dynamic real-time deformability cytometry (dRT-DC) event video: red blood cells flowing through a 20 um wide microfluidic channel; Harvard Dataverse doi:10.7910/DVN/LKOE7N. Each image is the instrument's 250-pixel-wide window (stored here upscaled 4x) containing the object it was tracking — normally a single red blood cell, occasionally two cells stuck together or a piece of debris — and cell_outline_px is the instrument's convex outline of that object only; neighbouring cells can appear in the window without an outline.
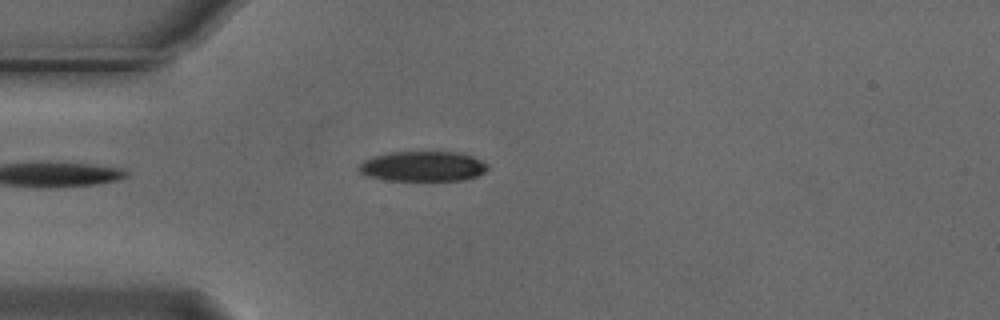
{"species": "Egyptian fruit bat (a non-hibernating species)", "species_latin": "Rousettus aegyptiacus", "temperature_condition": "cold", "stored_images_in_passage": 28, "camera_frame_rate_fps": 3000, "um_per_image_px": 0.085, "animal": {"sex": "male"}, "frame": {"image": 1, "passage_image": 1, "time_ms": 0.0, "image_size_px": [1000, 320], "cell_outline_px": [[488, 168], [484, 172], [476, 176], [464, 180], [384, 180], [368, 176], [360, 172], [356, 168], [364, 160], [372, 156], [392, 152], [460, 152], [472, 156], [488, 164]], "centroid_in_image_um": [35.92, 14.13], "position_along_channel_um": 49.1, "area_um2": 22.6}}
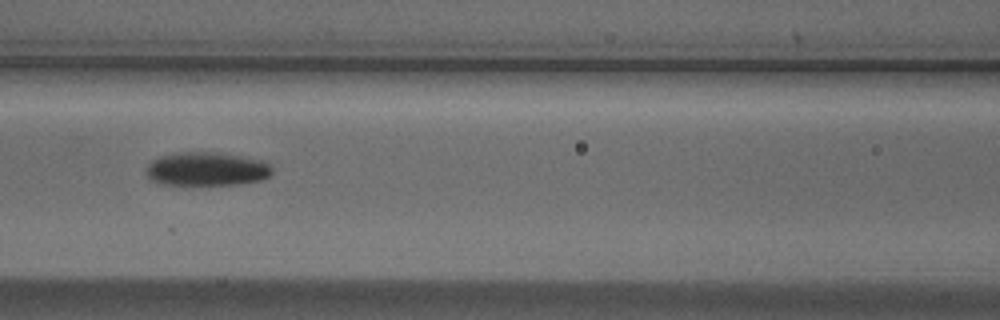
{"frame": {"image": 2, "passage_image": 10, "time_ms": 3.0, "image_size_px": [1000, 320], "cell_outline_px": [[272, 176], [260, 180], [240, 184], [160, 184], [152, 180], [148, 176], [148, 164], [152, 160], [160, 156], [176, 152], [220, 152], [264, 160], [272, 168]], "centroid_in_image_um": [17.61, 14.35], "position_along_channel_um": 149.0, "area_um2": 24.74}}
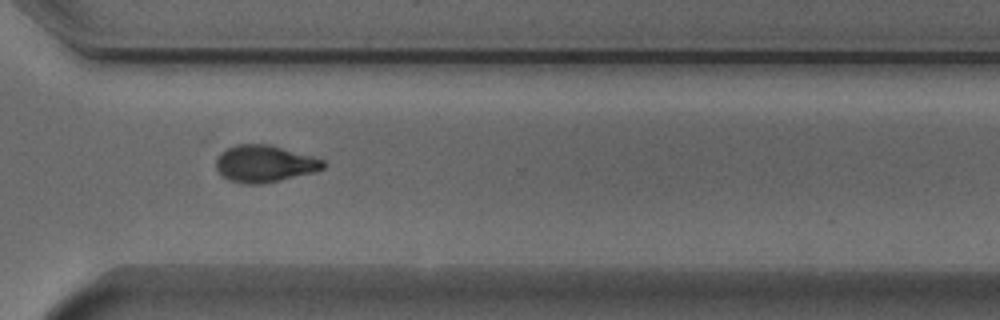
{"frame": {"image": 3, "passage_image": 26, "time_ms": 8.333, "image_size_px": [1000, 320], "cell_outline_px": [[324, 168], [312, 172], [280, 180], [260, 184], [244, 184], [228, 180], [220, 176], [216, 168], [216, 156], [220, 152], [236, 144], [268, 144], [324, 160]], "centroid_in_image_um": [22.4, 13.92], "position_along_channel_um": 348.2, "area_um2": 22.95}, "authors_computed_cell_mechanics": {"area_um2": 24.6228, "velocity_mm_per_s": 3.7403, "shape_relaxation_time_tau1_ms": 3.4505, "shape_relaxation_time_tau2_ms": 4.848, "deformation_change_tau1": 0.1533, "deformation_change_tau2": 0.0985}}